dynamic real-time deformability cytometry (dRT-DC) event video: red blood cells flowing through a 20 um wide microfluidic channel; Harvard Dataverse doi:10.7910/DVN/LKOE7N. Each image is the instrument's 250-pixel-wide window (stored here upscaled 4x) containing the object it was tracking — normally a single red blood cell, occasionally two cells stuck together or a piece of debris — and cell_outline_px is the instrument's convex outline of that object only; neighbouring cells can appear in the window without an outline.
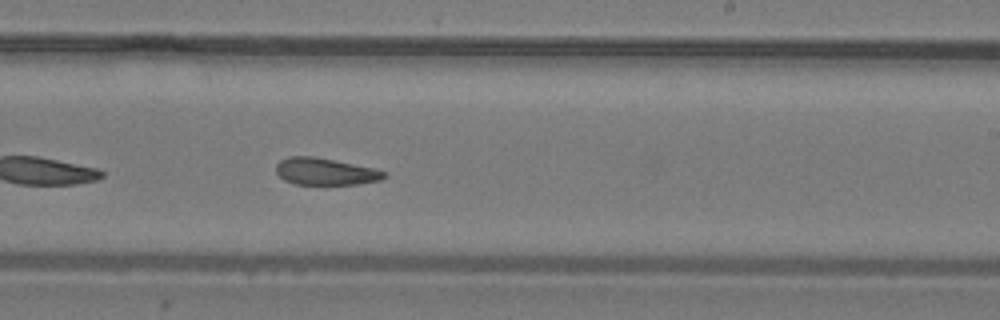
{"species": "common noctule bat (a hibernating species)", "species_latin": "Nyctalus noctula", "temperature_condition": "warm", "stored_images_in_passage": 16, "camera_frame_rate_fps": 3000, "um_per_image_px": 0.085, "animal": {"sex": "male", "body_mass_g": 19.2, "forearm_length_mm": 51.8}, "frame": {"image": 1, "passage_image": 14, "time_ms": 4.333, "image_size_px": [1000, 320], "cell_outline_px": [[388, 176], [380, 180], [356, 184], [296, 184], [284, 180], [276, 172], [276, 164], [280, 160], [288, 156], [312, 156], [376, 168], [388, 172]], "centroid_in_image_um": [27.68, 14.57], "position_along_channel_um": 261.3, "area_um2": 17.05}}
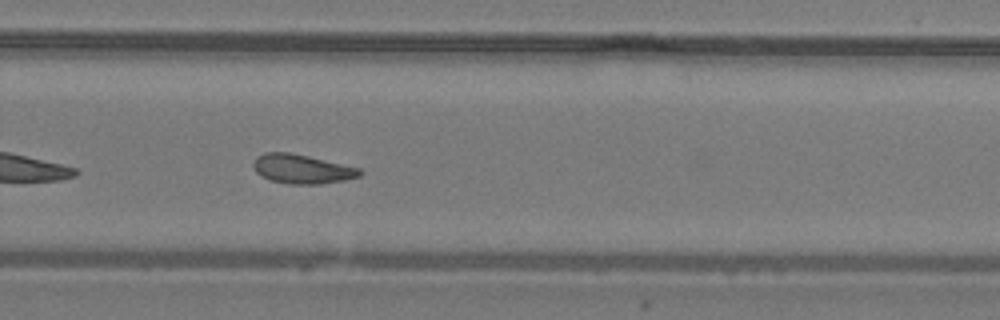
{"frame": {"image": 2, "passage_image": 16, "time_ms": 5.0, "image_size_px": [1000, 320], "cell_outline_px": [[364, 172], [360, 176], [344, 180], [320, 184], [288, 184], [272, 180], [260, 176], [256, 172], [252, 164], [256, 156], [264, 152], [288, 152], [308, 156], [360, 168]], "centroid_in_image_um": [25.65, 14.36], "position_along_channel_um": 304.1, "area_um2": 18.15}}